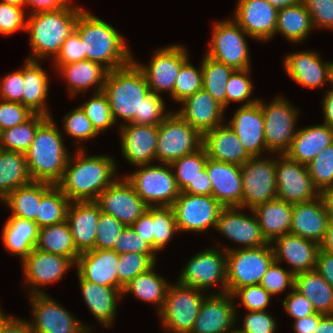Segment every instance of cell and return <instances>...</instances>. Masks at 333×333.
Segmentation results:
<instances>
[{
    "instance_id": "6da1fadb",
    "label": "cell",
    "mask_w": 333,
    "mask_h": 333,
    "mask_svg": "<svg viewBox=\"0 0 333 333\" xmlns=\"http://www.w3.org/2000/svg\"><path fill=\"white\" fill-rule=\"evenodd\" d=\"M79 146L70 154L62 179L56 184L70 202L96 201L116 179L117 163L109 155L86 156ZM72 156V157H71Z\"/></svg>"
},
{
    "instance_id": "7a4b0ae2",
    "label": "cell",
    "mask_w": 333,
    "mask_h": 333,
    "mask_svg": "<svg viewBox=\"0 0 333 333\" xmlns=\"http://www.w3.org/2000/svg\"><path fill=\"white\" fill-rule=\"evenodd\" d=\"M75 31L83 42L86 59L103 65L109 71L124 67L134 59L123 36L85 9L77 18Z\"/></svg>"
},
{
    "instance_id": "3957f363",
    "label": "cell",
    "mask_w": 333,
    "mask_h": 333,
    "mask_svg": "<svg viewBox=\"0 0 333 333\" xmlns=\"http://www.w3.org/2000/svg\"><path fill=\"white\" fill-rule=\"evenodd\" d=\"M62 134L52 117L38 128L25 153L27 169L32 181L56 185L63 177L70 152L64 145Z\"/></svg>"
},
{
    "instance_id": "277c9868",
    "label": "cell",
    "mask_w": 333,
    "mask_h": 333,
    "mask_svg": "<svg viewBox=\"0 0 333 333\" xmlns=\"http://www.w3.org/2000/svg\"><path fill=\"white\" fill-rule=\"evenodd\" d=\"M84 8L69 4L63 9L32 13L27 16L26 31L29 35L31 56L39 61L59 53L66 38L75 30L77 18Z\"/></svg>"
},
{
    "instance_id": "5b68a950",
    "label": "cell",
    "mask_w": 333,
    "mask_h": 333,
    "mask_svg": "<svg viewBox=\"0 0 333 333\" xmlns=\"http://www.w3.org/2000/svg\"><path fill=\"white\" fill-rule=\"evenodd\" d=\"M110 103L116 123H134L141 116L142 99L150 89L143 71L132 61L128 65L109 71L103 90Z\"/></svg>"
},
{
    "instance_id": "8992f818",
    "label": "cell",
    "mask_w": 333,
    "mask_h": 333,
    "mask_svg": "<svg viewBox=\"0 0 333 333\" xmlns=\"http://www.w3.org/2000/svg\"><path fill=\"white\" fill-rule=\"evenodd\" d=\"M227 256V292L259 285L263 275L275 261L271 244L256 248L225 247Z\"/></svg>"
},
{
    "instance_id": "52a82bcc",
    "label": "cell",
    "mask_w": 333,
    "mask_h": 333,
    "mask_svg": "<svg viewBox=\"0 0 333 333\" xmlns=\"http://www.w3.org/2000/svg\"><path fill=\"white\" fill-rule=\"evenodd\" d=\"M125 176L149 207H171L180 195L170 164L142 165Z\"/></svg>"
},
{
    "instance_id": "ba28073f",
    "label": "cell",
    "mask_w": 333,
    "mask_h": 333,
    "mask_svg": "<svg viewBox=\"0 0 333 333\" xmlns=\"http://www.w3.org/2000/svg\"><path fill=\"white\" fill-rule=\"evenodd\" d=\"M202 290L171 283L165 303L158 313L162 325L169 333H191L198 317L202 301L206 297ZM205 295V296H204Z\"/></svg>"
},
{
    "instance_id": "9c48e42d",
    "label": "cell",
    "mask_w": 333,
    "mask_h": 333,
    "mask_svg": "<svg viewBox=\"0 0 333 333\" xmlns=\"http://www.w3.org/2000/svg\"><path fill=\"white\" fill-rule=\"evenodd\" d=\"M202 143L203 135L176 112H171L158 125L156 160L163 164H171L200 149Z\"/></svg>"
},
{
    "instance_id": "30bf717a",
    "label": "cell",
    "mask_w": 333,
    "mask_h": 333,
    "mask_svg": "<svg viewBox=\"0 0 333 333\" xmlns=\"http://www.w3.org/2000/svg\"><path fill=\"white\" fill-rule=\"evenodd\" d=\"M212 40L205 55L232 67L250 69V52L245 36L249 35L234 19L214 22Z\"/></svg>"
},
{
    "instance_id": "8fae6325",
    "label": "cell",
    "mask_w": 333,
    "mask_h": 333,
    "mask_svg": "<svg viewBox=\"0 0 333 333\" xmlns=\"http://www.w3.org/2000/svg\"><path fill=\"white\" fill-rule=\"evenodd\" d=\"M221 251V252H220ZM227 256L226 251L207 248L195 254L179 274L178 284L206 291L213 285H222L220 291L227 292Z\"/></svg>"
},
{
    "instance_id": "7c38bea8",
    "label": "cell",
    "mask_w": 333,
    "mask_h": 333,
    "mask_svg": "<svg viewBox=\"0 0 333 333\" xmlns=\"http://www.w3.org/2000/svg\"><path fill=\"white\" fill-rule=\"evenodd\" d=\"M264 115V135L270 153L284 154L296 135L298 110L283 96L274 98L268 105L258 100Z\"/></svg>"
},
{
    "instance_id": "4fadbf2b",
    "label": "cell",
    "mask_w": 333,
    "mask_h": 333,
    "mask_svg": "<svg viewBox=\"0 0 333 333\" xmlns=\"http://www.w3.org/2000/svg\"><path fill=\"white\" fill-rule=\"evenodd\" d=\"M242 208L253 209L277 198L276 157H251L241 165Z\"/></svg>"
},
{
    "instance_id": "5bb4252c",
    "label": "cell",
    "mask_w": 333,
    "mask_h": 333,
    "mask_svg": "<svg viewBox=\"0 0 333 333\" xmlns=\"http://www.w3.org/2000/svg\"><path fill=\"white\" fill-rule=\"evenodd\" d=\"M179 232H206L216 228L223 206L212 195H191L181 192L171 206Z\"/></svg>"
},
{
    "instance_id": "9a60e30c",
    "label": "cell",
    "mask_w": 333,
    "mask_h": 333,
    "mask_svg": "<svg viewBox=\"0 0 333 333\" xmlns=\"http://www.w3.org/2000/svg\"><path fill=\"white\" fill-rule=\"evenodd\" d=\"M33 319L29 320L33 333H84L91 326L84 325L48 294L30 295Z\"/></svg>"
},
{
    "instance_id": "2e32d148",
    "label": "cell",
    "mask_w": 333,
    "mask_h": 333,
    "mask_svg": "<svg viewBox=\"0 0 333 333\" xmlns=\"http://www.w3.org/2000/svg\"><path fill=\"white\" fill-rule=\"evenodd\" d=\"M188 50L180 44H172L157 49L146 65L133 61L143 71L151 92H169L173 99V89L181 65L189 58ZM165 90V91H164Z\"/></svg>"
},
{
    "instance_id": "e0dca14e",
    "label": "cell",
    "mask_w": 333,
    "mask_h": 333,
    "mask_svg": "<svg viewBox=\"0 0 333 333\" xmlns=\"http://www.w3.org/2000/svg\"><path fill=\"white\" fill-rule=\"evenodd\" d=\"M117 178L99 194L95 202L102 212L112 215L125 226H131L149 206L124 176Z\"/></svg>"
},
{
    "instance_id": "ac0fdd59",
    "label": "cell",
    "mask_w": 333,
    "mask_h": 333,
    "mask_svg": "<svg viewBox=\"0 0 333 333\" xmlns=\"http://www.w3.org/2000/svg\"><path fill=\"white\" fill-rule=\"evenodd\" d=\"M277 198L288 203H301L319 196L313 186L308 167L288 158L285 154L276 157Z\"/></svg>"
},
{
    "instance_id": "d6986e66",
    "label": "cell",
    "mask_w": 333,
    "mask_h": 333,
    "mask_svg": "<svg viewBox=\"0 0 333 333\" xmlns=\"http://www.w3.org/2000/svg\"><path fill=\"white\" fill-rule=\"evenodd\" d=\"M22 267L24 280L29 284L31 290L28 296L35 294H45L40 288L48 284L61 280L71 267L75 264L66 257L47 253L34 248L23 260Z\"/></svg>"
},
{
    "instance_id": "ffe728a7",
    "label": "cell",
    "mask_w": 333,
    "mask_h": 333,
    "mask_svg": "<svg viewBox=\"0 0 333 333\" xmlns=\"http://www.w3.org/2000/svg\"><path fill=\"white\" fill-rule=\"evenodd\" d=\"M232 294L209 293L201 303L191 333H228L236 326L237 305Z\"/></svg>"
},
{
    "instance_id": "44dd1931",
    "label": "cell",
    "mask_w": 333,
    "mask_h": 333,
    "mask_svg": "<svg viewBox=\"0 0 333 333\" xmlns=\"http://www.w3.org/2000/svg\"><path fill=\"white\" fill-rule=\"evenodd\" d=\"M240 206L223 207L216 230L225 235L227 239L241 245V248H256L268 245L263 236L258 219L251 209V216L243 213Z\"/></svg>"
},
{
    "instance_id": "7402d4cb",
    "label": "cell",
    "mask_w": 333,
    "mask_h": 333,
    "mask_svg": "<svg viewBox=\"0 0 333 333\" xmlns=\"http://www.w3.org/2000/svg\"><path fill=\"white\" fill-rule=\"evenodd\" d=\"M233 19L250 38L269 41L275 35L278 10L267 0H238Z\"/></svg>"
},
{
    "instance_id": "603a6c76",
    "label": "cell",
    "mask_w": 333,
    "mask_h": 333,
    "mask_svg": "<svg viewBox=\"0 0 333 333\" xmlns=\"http://www.w3.org/2000/svg\"><path fill=\"white\" fill-rule=\"evenodd\" d=\"M119 132L122 155L130 164L142 166L155 162L158 125L121 123Z\"/></svg>"
},
{
    "instance_id": "cb8c5ba5",
    "label": "cell",
    "mask_w": 333,
    "mask_h": 333,
    "mask_svg": "<svg viewBox=\"0 0 333 333\" xmlns=\"http://www.w3.org/2000/svg\"><path fill=\"white\" fill-rule=\"evenodd\" d=\"M283 62L290 78L303 87L318 88L326 81L333 83V61H322L315 51L289 53Z\"/></svg>"
},
{
    "instance_id": "d4e9b609",
    "label": "cell",
    "mask_w": 333,
    "mask_h": 333,
    "mask_svg": "<svg viewBox=\"0 0 333 333\" xmlns=\"http://www.w3.org/2000/svg\"><path fill=\"white\" fill-rule=\"evenodd\" d=\"M227 124L250 157H261L262 152L268 151L264 135V115L258 102L240 106Z\"/></svg>"
},
{
    "instance_id": "484cf974",
    "label": "cell",
    "mask_w": 333,
    "mask_h": 333,
    "mask_svg": "<svg viewBox=\"0 0 333 333\" xmlns=\"http://www.w3.org/2000/svg\"><path fill=\"white\" fill-rule=\"evenodd\" d=\"M270 244L275 262H287L294 275L316 268L319 243L289 233L278 236Z\"/></svg>"
},
{
    "instance_id": "4316f807",
    "label": "cell",
    "mask_w": 333,
    "mask_h": 333,
    "mask_svg": "<svg viewBox=\"0 0 333 333\" xmlns=\"http://www.w3.org/2000/svg\"><path fill=\"white\" fill-rule=\"evenodd\" d=\"M175 111L182 119L202 135L225 123V108L203 88L181 102Z\"/></svg>"
},
{
    "instance_id": "83f0119b",
    "label": "cell",
    "mask_w": 333,
    "mask_h": 333,
    "mask_svg": "<svg viewBox=\"0 0 333 333\" xmlns=\"http://www.w3.org/2000/svg\"><path fill=\"white\" fill-rule=\"evenodd\" d=\"M205 167L212 182V196L223 207H242L241 166L208 158Z\"/></svg>"
},
{
    "instance_id": "f1b7e54d",
    "label": "cell",
    "mask_w": 333,
    "mask_h": 333,
    "mask_svg": "<svg viewBox=\"0 0 333 333\" xmlns=\"http://www.w3.org/2000/svg\"><path fill=\"white\" fill-rule=\"evenodd\" d=\"M118 262L119 254L114 250L93 249L80 253L75 266L83 280L118 289Z\"/></svg>"
},
{
    "instance_id": "f546056e",
    "label": "cell",
    "mask_w": 333,
    "mask_h": 333,
    "mask_svg": "<svg viewBox=\"0 0 333 333\" xmlns=\"http://www.w3.org/2000/svg\"><path fill=\"white\" fill-rule=\"evenodd\" d=\"M100 207L95 201L70 202L66 221L79 253L95 249L96 229Z\"/></svg>"
},
{
    "instance_id": "4dcf8cb0",
    "label": "cell",
    "mask_w": 333,
    "mask_h": 333,
    "mask_svg": "<svg viewBox=\"0 0 333 333\" xmlns=\"http://www.w3.org/2000/svg\"><path fill=\"white\" fill-rule=\"evenodd\" d=\"M329 216L324 204L317 198L293 204L290 233L321 244L327 233Z\"/></svg>"
},
{
    "instance_id": "1f68e13d",
    "label": "cell",
    "mask_w": 333,
    "mask_h": 333,
    "mask_svg": "<svg viewBox=\"0 0 333 333\" xmlns=\"http://www.w3.org/2000/svg\"><path fill=\"white\" fill-rule=\"evenodd\" d=\"M202 146L207 157L220 162L243 165L251 157L228 124H221L203 134Z\"/></svg>"
},
{
    "instance_id": "d6a6232c",
    "label": "cell",
    "mask_w": 333,
    "mask_h": 333,
    "mask_svg": "<svg viewBox=\"0 0 333 333\" xmlns=\"http://www.w3.org/2000/svg\"><path fill=\"white\" fill-rule=\"evenodd\" d=\"M333 143V128L326 124L297 129L290 147L284 153L288 158L308 166L328 145Z\"/></svg>"
},
{
    "instance_id": "836d02e7",
    "label": "cell",
    "mask_w": 333,
    "mask_h": 333,
    "mask_svg": "<svg viewBox=\"0 0 333 333\" xmlns=\"http://www.w3.org/2000/svg\"><path fill=\"white\" fill-rule=\"evenodd\" d=\"M56 70L65 78L68 91L73 97L82 91L85 96V91L91 87L95 90L93 93L102 91L109 73V70L103 65L87 59L67 65H58Z\"/></svg>"
},
{
    "instance_id": "e575fe53",
    "label": "cell",
    "mask_w": 333,
    "mask_h": 333,
    "mask_svg": "<svg viewBox=\"0 0 333 333\" xmlns=\"http://www.w3.org/2000/svg\"><path fill=\"white\" fill-rule=\"evenodd\" d=\"M39 61L26 59L22 68V105L35 114L51 117L46 103L49 91V76Z\"/></svg>"
},
{
    "instance_id": "d590c367",
    "label": "cell",
    "mask_w": 333,
    "mask_h": 333,
    "mask_svg": "<svg viewBox=\"0 0 333 333\" xmlns=\"http://www.w3.org/2000/svg\"><path fill=\"white\" fill-rule=\"evenodd\" d=\"M78 280L83 299L100 324L106 328L112 326L117 314V299H122V292L115 287L100 286L99 284L83 280L79 275Z\"/></svg>"
},
{
    "instance_id": "8d00e7d4",
    "label": "cell",
    "mask_w": 333,
    "mask_h": 333,
    "mask_svg": "<svg viewBox=\"0 0 333 333\" xmlns=\"http://www.w3.org/2000/svg\"><path fill=\"white\" fill-rule=\"evenodd\" d=\"M260 229L266 240L271 243L278 236L290 233L293 204L278 198L254 207Z\"/></svg>"
},
{
    "instance_id": "74e56055",
    "label": "cell",
    "mask_w": 333,
    "mask_h": 333,
    "mask_svg": "<svg viewBox=\"0 0 333 333\" xmlns=\"http://www.w3.org/2000/svg\"><path fill=\"white\" fill-rule=\"evenodd\" d=\"M38 234L39 227L34 221L9 217L1 236L6 250L23 261L35 248Z\"/></svg>"
},
{
    "instance_id": "f35d334b",
    "label": "cell",
    "mask_w": 333,
    "mask_h": 333,
    "mask_svg": "<svg viewBox=\"0 0 333 333\" xmlns=\"http://www.w3.org/2000/svg\"><path fill=\"white\" fill-rule=\"evenodd\" d=\"M54 184L41 181H31L30 183L20 186L9 193L2 201L11 211L10 217H18L34 221L38 216V206L42 196Z\"/></svg>"
},
{
    "instance_id": "ab89813d",
    "label": "cell",
    "mask_w": 333,
    "mask_h": 333,
    "mask_svg": "<svg viewBox=\"0 0 333 333\" xmlns=\"http://www.w3.org/2000/svg\"><path fill=\"white\" fill-rule=\"evenodd\" d=\"M294 288L311 302L316 313L333 314V287L316 269L296 274Z\"/></svg>"
},
{
    "instance_id": "60d3db41",
    "label": "cell",
    "mask_w": 333,
    "mask_h": 333,
    "mask_svg": "<svg viewBox=\"0 0 333 333\" xmlns=\"http://www.w3.org/2000/svg\"><path fill=\"white\" fill-rule=\"evenodd\" d=\"M314 28L311 16L303 3L278 10L276 33H281L289 42L301 43Z\"/></svg>"
},
{
    "instance_id": "b9f144b4",
    "label": "cell",
    "mask_w": 333,
    "mask_h": 333,
    "mask_svg": "<svg viewBox=\"0 0 333 333\" xmlns=\"http://www.w3.org/2000/svg\"><path fill=\"white\" fill-rule=\"evenodd\" d=\"M156 264L148 271L138 274L128 284H126L122 291V296L131 293L138 299L155 304L157 306V313H159L165 303L166 293L169 288L170 282H167L163 276L154 272Z\"/></svg>"
},
{
    "instance_id": "7bdbcfd3",
    "label": "cell",
    "mask_w": 333,
    "mask_h": 333,
    "mask_svg": "<svg viewBox=\"0 0 333 333\" xmlns=\"http://www.w3.org/2000/svg\"><path fill=\"white\" fill-rule=\"evenodd\" d=\"M35 248L69 258L74 264H76L80 255L74 245L70 227L66 220L59 224L39 228Z\"/></svg>"
},
{
    "instance_id": "ee69618b",
    "label": "cell",
    "mask_w": 333,
    "mask_h": 333,
    "mask_svg": "<svg viewBox=\"0 0 333 333\" xmlns=\"http://www.w3.org/2000/svg\"><path fill=\"white\" fill-rule=\"evenodd\" d=\"M25 154L1 149L0 201L20 186L30 183Z\"/></svg>"
},
{
    "instance_id": "f6af8a7d",
    "label": "cell",
    "mask_w": 333,
    "mask_h": 333,
    "mask_svg": "<svg viewBox=\"0 0 333 333\" xmlns=\"http://www.w3.org/2000/svg\"><path fill=\"white\" fill-rule=\"evenodd\" d=\"M203 89L226 109V85L234 69L220 63L207 55L203 56Z\"/></svg>"
},
{
    "instance_id": "bcb514c9",
    "label": "cell",
    "mask_w": 333,
    "mask_h": 333,
    "mask_svg": "<svg viewBox=\"0 0 333 333\" xmlns=\"http://www.w3.org/2000/svg\"><path fill=\"white\" fill-rule=\"evenodd\" d=\"M48 118L43 114H33L26 122L3 130L0 147L4 150L25 154L34 140L37 128Z\"/></svg>"
},
{
    "instance_id": "7dc6e473",
    "label": "cell",
    "mask_w": 333,
    "mask_h": 333,
    "mask_svg": "<svg viewBox=\"0 0 333 333\" xmlns=\"http://www.w3.org/2000/svg\"><path fill=\"white\" fill-rule=\"evenodd\" d=\"M69 199L57 185H53L41 198L38 216L34 222L39 228L62 223L66 220Z\"/></svg>"
},
{
    "instance_id": "c3c4849f",
    "label": "cell",
    "mask_w": 333,
    "mask_h": 333,
    "mask_svg": "<svg viewBox=\"0 0 333 333\" xmlns=\"http://www.w3.org/2000/svg\"><path fill=\"white\" fill-rule=\"evenodd\" d=\"M156 261V254H141L135 252L119 254V262L116 268L118 290L122 292L126 284L138 274L144 273L152 268L156 264Z\"/></svg>"
},
{
    "instance_id": "681fc988",
    "label": "cell",
    "mask_w": 333,
    "mask_h": 333,
    "mask_svg": "<svg viewBox=\"0 0 333 333\" xmlns=\"http://www.w3.org/2000/svg\"><path fill=\"white\" fill-rule=\"evenodd\" d=\"M207 159L206 150L202 146L197 151L184 155L170 164L173 169L178 188L181 192L189 184H193L199 173L205 168Z\"/></svg>"
},
{
    "instance_id": "f907efd6",
    "label": "cell",
    "mask_w": 333,
    "mask_h": 333,
    "mask_svg": "<svg viewBox=\"0 0 333 333\" xmlns=\"http://www.w3.org/2000/svg\"><path fill=\"white\" fill-rule=\"evenodd\" d=\"M80 107L92 123L95 131L104 134L105 130L115 124L112 117L110 103L103 91L94 92L91 99Z\"/></svg>"
},
{
    "instance_id": "816d5d0a",
    "label": "cell",
    "mask_w": 333,
    "mask_h": 333,
    "mask_svg": "<svg viewBox=\"0 0 333 333\" xmlns=\"http://www.w3.org/2000/svg\"><path fill=\"white\" fill-rule=\"evenodd\" d=\"M189 58L181 65L179 74L176 78L173 99L182 102L187 97L203 88L202 62L199 68L194 67Z\"/></svg>"
},
{
    "instance_id": "f5cc1de1",
    "label": "cell",
    "mask_w": 333,
    "mask_h": 333,
    "mask_svg": "<svg viewBox=\"0 0 333 333\" xmlns=\"http://www.w3.org/2000/svg\"><path fill=\"white\" fill-rule=\"evenodd\" d=\"M178 232L172 207H153V235L156 252L164 249L173 234Z\"/></svg>"
},
{
    "instance_id": "db71d44e",
    "label": "cell",
    "mask_w": 333,
    "mask_h": 333,
    "mask_svg": "<svg viewBox=\"0 0 333 333\" xmlns=\"http://www.w3.org/2000/svg\"><path fill=\"white\" fill-rule=\"evenodd\" d=\"M251 69L234 70L226 85V107L231 102H243V106L258 102V98H251L253 83L249 79ZM251 98V99H250Z\"/></svg>"
},
{
    "instance_id": "11a10c76",
    "label": "cell",
    "mask_w": 333,
    "mask_h": 333,
    "mask_svg": "<svg viewBox=\"0 0 333 333\" xmlns=\"http://www.w3.org/2000/svg\"><path fill=\"white\" fill-rule=\"evenodd\" d=\"M307 167L313 186L319 192L333 186V143L322 150Z\"/></svg>"
},
{
    "instance_id": "9f6ffc18",
    "label": "cell",
    "mask_w": 333,
    "mask_h": 333,
    "mask_svg": "<svg viewBox=\"0 0 333 333\" xmlns=\"http://www.w3.org/2000/svg\"><path fill=\"white\" fill-rule=\"evenodd\" d=\"M63 118L65 133L74 138L73 140L76 139L74 146L78 140L83 143V140L87 141L88 139L91 140V138L97 137L98 133L80 106L76 107V109L74 108L70 113L65 114Z\"/></svg>"
},
{
    "instance_id": "6f0895ef",
    "label": "cell",
    "mask_w": 333,
    "mask_h": 333,
    "mask_svg": "<svg viewBox=\"0 0 333 333\" xmlns=\"http://www.w3.org/2000/svg\"><path fill=\"white\" fill-rule=\"evenodd\" d=\"M126 226L112 215L100 210L96 229L95 249H113L118 236Z\"/></svg>"
},
{
    "instance_id": "680465c9",
    "label": "cell",
    "mask_w": 333,
    "mask_h": 333,
    "mask_svg": "<svg viewBox=\"0 0 333 333\" xmlns=\"http://www.w3.org/2000/svg\"><path fill=\"white\" fill-rule=\"evenodd\" d=\"M295 275L287 269L279 266L278 262H273L263 275L260 285L272 296L281 293L286 288L293 289Z\"/></svg>"
},
{
    "instance_id": "91938a15",
    "label": "cell",
    "mask_w": 333,
    "mask_h": 333,
    "mask_svg": "<svg viewBox=\"0 0 333 333\" xmlns=\"http://www.w3.org/2000/svg\"><path fill=\"white\" fill-rule=\"evenodd\" d=\"M163 97L149 92L142 99L141 116L134 122L139 125H159L171 112L166 111Z\"/></svg>"
},
{
    "instance_id": "94428289",
    "label": "cell",
    "mask_w": 333,
    "mask_h": 333,
    "mask_svg": "<svg viewBox=\"0 0 333 333\" xmlns=\"http://www.w3.org/2000/svg\"><path fill=\"white\" fill-rule=\"evenodd\" d=\"M232 296L233 299H240L248 311H266L272 297L260 284L236 289Z\"/></svg>"
},
{
    "instance_id": "6125c7cd",
    "label": "cell",
    "mask_w": 333,
    "mask_h": 333,
    "mask_svg": "<svg viewBox=\"0 0 333 333\" xmlns=\"http://www.w3.org/2000/svg\"><path fill=\"white\" fill-rule=\"evenodd\" d=\"M21 6L0 2V34L9 36L16 31H26L27 15Z\"/></svg>"
},
{
    "instance_id": "be15d7a7",
    "label": "cell",
    "mask_w": 333,
    "mask_h": 333,
    "mask_svg": "<svg viewBox=\"0 0 333 333\" xmlns=\"http://www.w3.org/2000/svg\"><path fill=\"white\" fill-rule=\"evenodd\" d=\"M118 254H126L130 252L141 254H156L155 249L137 234L131 226H126L121 234L114 248L112 249Z\"/></svg>"
},
{
    "instance_id": "e7e4bbea",
    "label": "cell",
    "mask_w": 333,
    "mask_h": 333,
    "mask_svg": "<svg viewBox=\"0 0 333 333\" xmlns=\"http://www.w3.org/2000/svg\"><path fill=\"white\" fill-rule=\"evenodd\" d=\"M0 129L7 130L26 122L34 113L18 102L0 100Z\"/></svg>"
},
{
    "instance_id": "03108f58",
    "label": "cell",
    "mask_w": 333,
    "mask_h": 333,
    "mask_svg": "<svg viewBox=\"0 0 333 333\" xmlns=\"http://www.w3.org/2000/svg\"><path fill=\"white\" fill-rule=\"evenodd\" d=\"M86 60V52L79 34L74 30L63 42L59 53L52 60L54 67Z\"/></svg>"
},
{
    "instance_id": "003e7915",
    "label": "cell",
    "mask_w": 333,
    "mask_h": 333,
    "mask_svg": "<svg viewBox=\"0 0 333 333\" xmlns=\"http://www.w3.org/2000/svg\"><path fill=\"white\" fill-rule=\"evenodd\" d=\"M316 28L333 30V0H302Z\"/></svg>"
},
{
    "instance_id": "a7ac6f4b",
    "label": "cell",
    "mask_w": 333,
    "mask_h": 333,
    "mask_svg": "<svg viewBox=\"0 0 333 333\" xmlns=\"http://www.w3.org/2000/svg\"><path fill=\"white\" fill-rule=\"evenodd\" d=\"M276 324L268 311H248L243 319V327L239 330L244 333H275Z\"/></svg>"
},
{
    "instance_id": "89a4df30",
    "label": "cell",
    "mask_w": 333,
    "mask_h": 333,
    "mask_svg": "<svg viewBox=\"0 0 333 333\" xmlns=\"http://www.w3.org/2000/svg\"><path fill=\"white\" fill-rule=\"evenodd\" d=\"M282 303L287 314L295 320L315 313L311 302L295 288L291 289Z\"/></svg>"
},
{
    "instance_id": "2644e50d",
    "label": "cell",
    "mask_w": 333,
    "mask_h": 333,
    "mask_svg": "<svg viewBox=\"0 0 333 333\" xmlns=\"http://www.w3.org/2000/svg\"><path fill=\"white\" fill-rule=\"evenodd\" d=\"M0 99L22 104V68L0 80Z\"/></svg>"
},
{
    "instance_id": "8c879c8a",
    "label": "cell",
    "mask_w": 333,
    "mask_h": 333,
    "mask_svg": "<svg viewBox=\"0 0 333 333\" xmlns=\"http://www.w3.org/2000/svg\"><path fill=\"white\" fill-rule=\"evenodd\" d=\"M134 231L139 234L154 248V235H153V207H148L132 225Z\"/></svg>"
},
{
    "instance_id": "753ad0ef",
    "label": "cell",
    "mask_w": 333,
    "mask_h": 333,
    "mask_svg": "<svg viewBox=\"0 0 333 333\" xmlns=\"http://www.w3.org/2000/svg\"><path fill=\"white\" fill-rule=\"evenodd\" d=\"M182 192L199 196L212 195V182L206 167L199 173L193 184H189Z\"/></svg>"
},
{
    "instance_id": "34e18365",
    "label": "cell",
    "mask_w": 333,
    "mask_h": 333,
    "mask_svg": "<svg viewBox=\"0 0 333 333\" xmlns=\"http://www.w3.org/2000/svg\"><path fill=\"white\" fill-rule=\"evenodd\" d=\"M315 269L333 287V254L320 248Z\"/></svg>"
},
{
    "instance_id": "11e5206c",
    "label": "cell",
    "mask_w": 333,
    "mask_h": 333,
    "mask_svg": "<svg viewBox=\"0 0 333 333\" xmlns=\"http://www.w3.org/2000/svg\"><path fill=\"white\" fill-rule=\"evenodd\" d=\"M1 333H33L29 321L4 314L2 310Z\"/></svg>"
},
{
    "instance_id": "2a66077c",
    "label": "cell",
    "mask_w": 333,
    "mask_h": 333,
    "mask_svg": "<svg viewBox=\"0 0 333 333\" xmlns=\"http://www.w3.org/2000/svg\"><path fill=\"white\" fill-rule=\"evenodd\" d=\"M70 3L66 0H25L24 7H31L30 14L39 12L56 11L67 7Z\"/></svg>"
},
{
    "instance_id": "b9fcfbb0",
    "label": "cell",
    "mask_w": 333,
    "mask_h": 333,
    "mask_svg": "<svg viewBox=\"0 0 333 333\" xmlns=\"http://www.w3.org/2000/svg\"><path fill=\"white\" fill-rule=\"evenodd\" d=\"M323 314L314 313L304 318L294 320L293 329L295 333H313Z\"/></svg>"
},
{
    "instance_id": "09005b40",
    "label": "cell",
    "mask_w": 333,
    "mask_h": 333,
    "mask_svg": "<svg viewBox=\"0 0 333 333\" xmlns=\"http://www.w3.org/2000/svg\"><path fill=\"white\" fill-rule=\"evenodd\" d=\"M331 89L325 93L322 101V109L324 114V124L333 128V83Z\"/></svg>"
},
{
    "instance_id": "979ff035",
    "label": "cell",
    "mask_w": 333,
    "mask_h": 333,
    "mask_svg": "<svg viewBox=\"0 0 333 333\" xmlns=\"http://www.w3.org/2000/svg\"><path fill=\"white\" fill-rule=\"evenodd\" d=\"M329 219H333V186L326 187L319 192Z\"/></svg>"
},
{
    "instance_id": "deb4b68c",
    "label": "cell",
    "mask_w": 333,
    "mask_h": 333,
    "mask_svg": "<svg viewBox=\"0 0 333 333\" xmlns=\"http://www.w3.org/2000/svg\"><path fill=\"white\" fill-rule=\"evenodd\" d=\"M313 333H333V314L323 315Z\"/></svg>"
},
{
    "instance_id": "67dfc351",
    "label": "cell",
    "mask_w": 333,
    "mask_h": 333,
    "mask_svg": "<svg viewBox=\"0 0 333 333\" xmlns=\"http://www.w3.org/2000/svg\"><path fill=\"white\" fill-rule=\"evenodd\" d=\"M320 247L322 250L333 254V219H329L327 233Z\"/></svg>"
},
{
    "instance_id": "b62a3aed",
    "label": "cell",
    "mask_w": 333,
    "mask_h": 333,
    "mask_svg": "<svg viewBox=\"0 0 333 333\" xmlns=\"http://www.w3.org/2000/svg\"><path fill=\"white\" fill-rule=\"evenodd\" d=\"M277 10L286 8L288 6L295 5L301 0H267Z\"/></svg>"
},
{
    "instance_id": "603ad722",
    "label": "cell",
    "mask_w": 333,
    "mask_h": 333,
    "mask_svg": "<svg viewBox=\"0 0 333 333\" xmlns=\"http://www.w3.org/2000/svg\"><path fill=\"white\" fill-rule=\"evenodd\" d=\"M0 2L15 5V6H21L24 8L25 0H0Z\"/></svg>"
},
{
    "instance_id": "5803f987",
    "label": "cell",
    "mask_w": 333,
    "mask_h": 333,
    "mask_svg": "<svg viewBox=\"0 0 333 333\" xmlns=\"http://www.w3.org/2000/svg\"><path fill=\"white\" fill-rule=\"evenodd\" d=\"M228 333H244V332L240 331L238 328H234Z\"/></svg>"
}]
</instances>
